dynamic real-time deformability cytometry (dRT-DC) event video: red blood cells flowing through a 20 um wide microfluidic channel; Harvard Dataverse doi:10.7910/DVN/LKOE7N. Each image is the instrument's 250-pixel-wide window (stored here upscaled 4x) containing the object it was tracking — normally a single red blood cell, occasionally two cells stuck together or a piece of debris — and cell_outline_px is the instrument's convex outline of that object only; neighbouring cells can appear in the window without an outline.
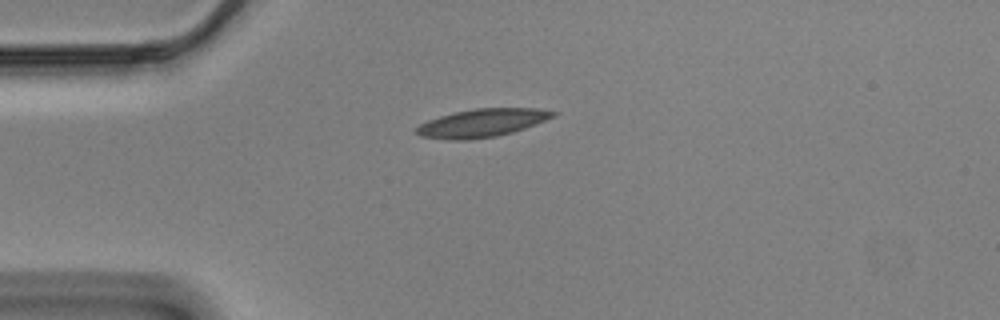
{"species": "Egyptian fruit bat (a non-hibernating species)", "species_latin": "Rousettus aegyptiacus", "temperature_condition": "cold", "stored_images_in_passage": 44, "camera_frame_rate_fps": 3000, "um_per_image_px": 0.085, "animal": {"sex": "male"}, "frame": {"image": 1, "passage_image": 1, "time_ms": 0.0, "image_size_px": [1000, 320], "cell_outline_px": [[560, 112], [556, 116], [536, 124], [512, 132], [496, 136], [468, 140], [448, 140], [420, 136], [416, 132], [416, 128], [420, 124], [428, 120], [452, 112], [472, 108], [540, 108]], "centroid_in_image_um": [41.0, 10.44], "position_along_channel_um": 44.0, "area_um2": 22.6}}
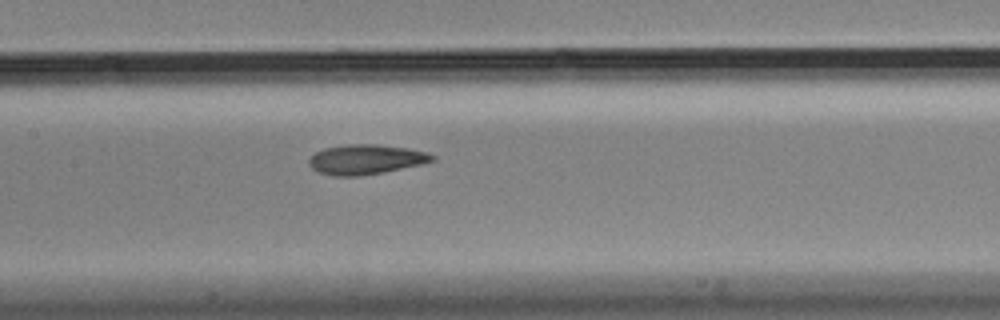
{"frame": {"image": 2, "passage_image": 14, "time_ms": 4.333, "image_size_px": [1000, 320], "cell_outline_px": [[436, 160], [420, 164], [384, 172], [360, 176], [332, 176], [320, 172], [312, 168], [308, 164], [308, 160], [316, 152], [324, 148], [348, 144], [376, 144], [408, 148], [428, 152], [436, 156]], "centroid_in_image_um": [31.11, 13.55], "position_along_channel_um": 176.3, "area_um2": 21.44}}
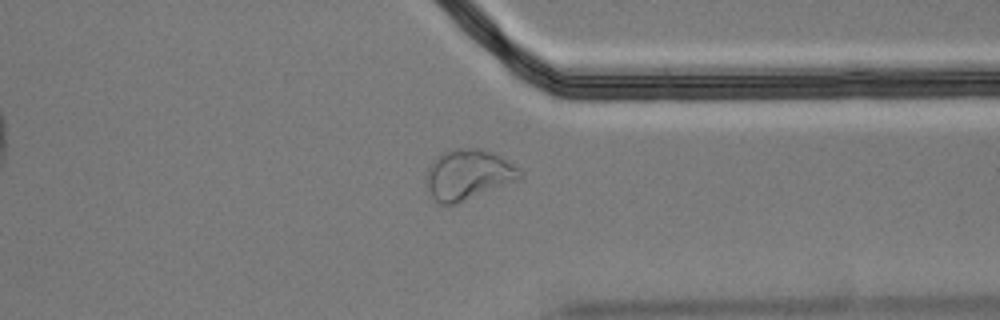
{"frame": {"image": 3, "passage_image": 31, "time_ms": 10.0, "image_size_px": [1000, 320], "cell_outline_px": [[524, 176], [520, 180], [456, 204], [440, 204], [432, 196], [428, 188], [424, 176], [432, 160], [436, 156], [444, 152], [456, 148], [480, 148], [492, 152], [500, 156], [512, 164]], "centroid_in_image_um": [39.78, 14.84], "position_along_channel_um": 371.6, "area_um2": 27.51}, "authors_computed_cell_mechanics": {"area_um2": 21.5594, "velocity_mm_per_s": 3.481, "shape_relaxation_time_tau1_ms": null, "shape_relaxation_time_tau2_ms": 1.2501, "deformation_change_tau1": null, "deformation_change_tau2": 0.0648}}